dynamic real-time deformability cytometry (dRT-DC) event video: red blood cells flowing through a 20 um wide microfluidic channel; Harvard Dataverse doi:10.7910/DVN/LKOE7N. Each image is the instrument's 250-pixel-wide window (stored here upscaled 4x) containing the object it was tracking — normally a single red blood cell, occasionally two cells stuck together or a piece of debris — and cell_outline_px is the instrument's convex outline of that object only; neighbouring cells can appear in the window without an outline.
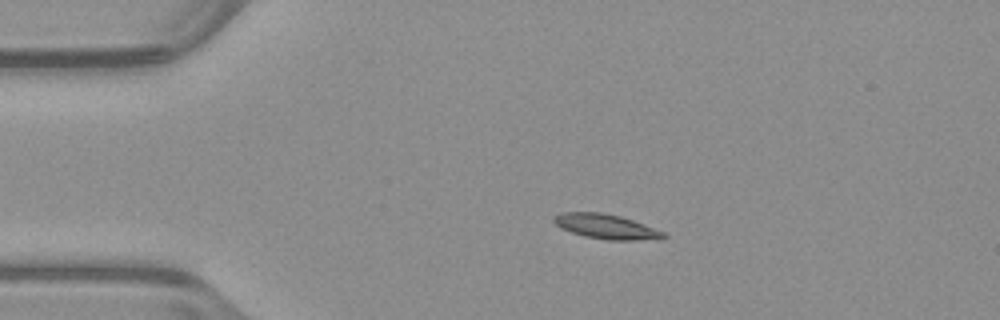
{"species": "common noctule bat (a hibernating species)", "species_latin": "Nyctalus noctula", "temperature_condition": "warm", "stored_images_in_passage": 42, "camera_frame_rate_fps": 3000, "um_per_image_px": 0.085, "animal": {"sex": "male", "body_mass_g": 23.1, "forearm_length_mm": 52.7}, "frame": {"image": 1, "passage_image": 1, "time_ms": 0.0, "image_size_px": [1000, 320], "cell_outline_px": [[668, 236], [636, 240], [608, 240], [584, 236], [560, 228], [552, 220], [552, 216], [560, 212], [600, 212], [620, 216], [632, 220], [664, 232]], "centroid_in_image_um": [51.42, 19.24], "position_along_channel_um": 33.6, "area_um2": 15.55}}
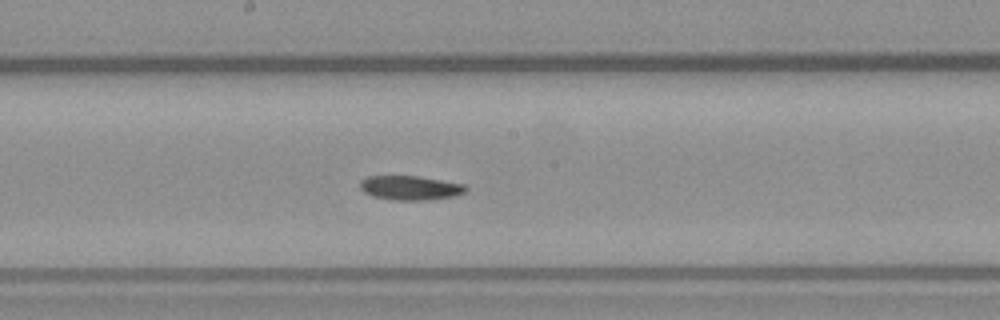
{"frame": {"image": 2, "passage_image": 18, "time_ms": 5.667, "image_size_px": [1000, 320], "cell_outline_px": [[468, 188], [464, 192], [452, 196], [424, 200], [396, 200], [372, 196], [364, 192], [360, 188], [360, 180], [368, 176], [416, 176], [464, 184]], "centroid_in_image_um": [34.83, 15.96], "position_along_channel_um": 213.4, "area_um2": 14.74}}
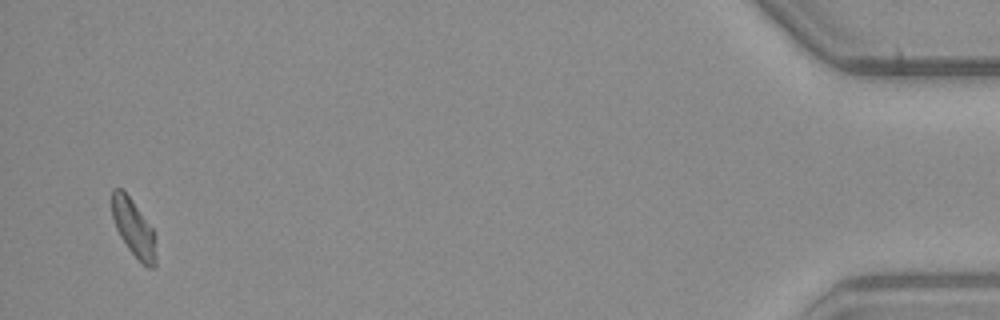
{"frame": {"image": 3, "passage_image": 41, "time_ms": 13.333, "image_size_px": [1000, 320], "cell_outline_px": [[156, 264], [152, 268], [148, 268], [128, 248], [120, 236], [116, 228], [112, 216], [112, 188], [120, 188], [132, 200], [152, 228], [156, 260]], "centroid_in_image_um": [11.33, 19.37], "position_along_channel_um": 423.9, "area_um2": 14.16}}